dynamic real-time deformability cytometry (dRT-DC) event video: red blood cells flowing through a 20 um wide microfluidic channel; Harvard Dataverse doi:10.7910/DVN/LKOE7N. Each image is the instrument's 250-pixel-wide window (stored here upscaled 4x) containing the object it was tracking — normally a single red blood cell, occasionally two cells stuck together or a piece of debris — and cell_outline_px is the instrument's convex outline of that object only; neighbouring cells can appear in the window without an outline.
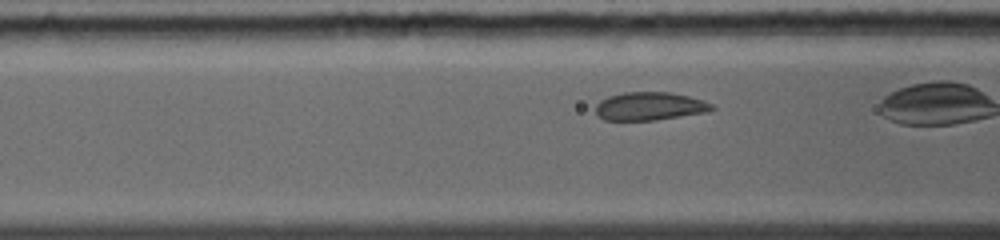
{"species": "common noctule bat (a hibernating species)", "species_latin": "Nyctalus noctula", "temperature_condition": "warm", "stored_images_in_passage": 28, "camera_frame_rate_fps": 5000, "um_per_image_px": 0.085, "animal": {"sex": "female", "body_mass_g": 19.0, "forearm_length_mm": 56.7}, "frame": {"image": 1, "passage_image": 5, "time_ms": 1.2, "image_size_px": [1000, 240], "cell_outline_px": [[716, 108], [704, 112], [656, 120], [604, 120], [596, 112], [596, 104], [600, 100], [608, 96], [624, 92], [668, 92], [688, 96], [712, 104]], "centroid_in_image_um": [55.18, 9.02], "position_along_channel_um": 111.4, "area_um2": 18.84}}